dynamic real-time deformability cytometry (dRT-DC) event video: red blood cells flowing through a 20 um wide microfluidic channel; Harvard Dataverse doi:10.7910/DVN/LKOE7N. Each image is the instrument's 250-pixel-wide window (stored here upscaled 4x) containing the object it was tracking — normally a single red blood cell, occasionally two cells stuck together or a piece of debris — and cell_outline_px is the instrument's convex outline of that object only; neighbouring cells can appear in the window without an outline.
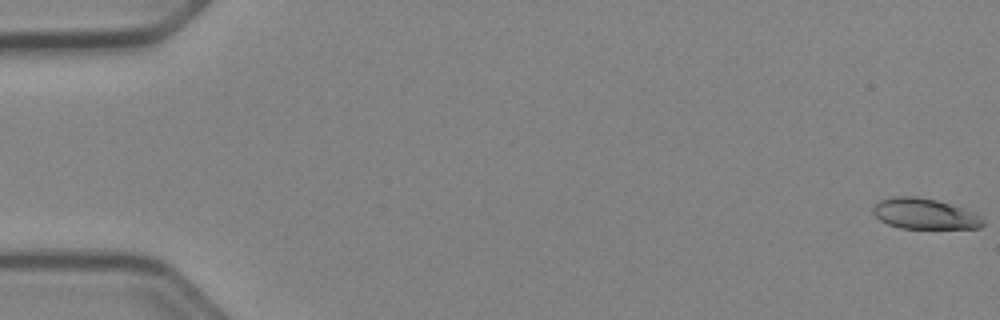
{"species": "Egyptian fruit bat (a non-hibernating species)", "species_latin": "Rousettus aegyptiacus", "temperature_condition": "cold", "stored_images_in_passage": 52, "camera_frame_rate_fps": 3000, "um_per_image_px": 0.085, "animal": {"sex": "female"}, "frame": {"image": 1, "passage_image": 1, "time_ms": 0.0, "image_size_px": [1000, 320], "cell_outline_px": [[984, 224], [980, 228], [900, 228], [888, 224], [880, 220], [872, 212], [872, 208], [880, 200], [892, 196], [916, 196], [936, 200], [972, 212], [980, 216], [984, 220]], "centroid_in_image_um": [78.55, 18.17], "position_along_channel_um": 6.4, "area_um2": 19.42}}
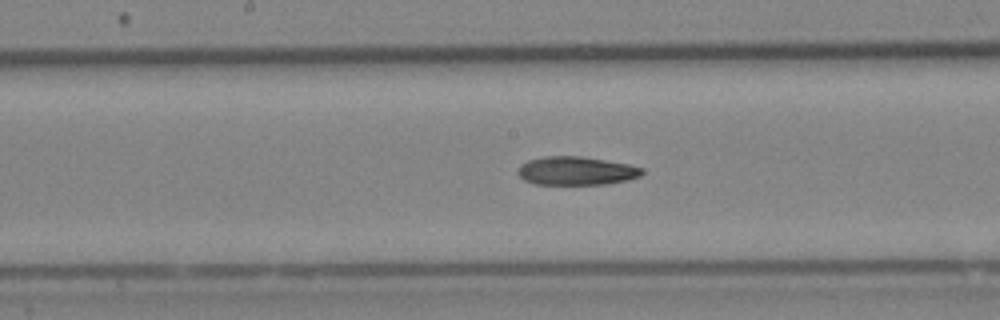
{"frame": {"image": 2, "passage_image": 28, "time_ms": 9.0, "image_size_px": [1000, 320], "cell_outline_px": [[644, 172], [640, 176], [628, 180], [608, 184], [536, 184], [524, 180], [516, 172], [520, 164], [528, 160], [544, 156], [580, 156], [628, 164], [644, 168]], "centroid_in_image_um": [48.98, 14.52], "position_along_channel_um": 199.2, "area_um2": 20.69}}
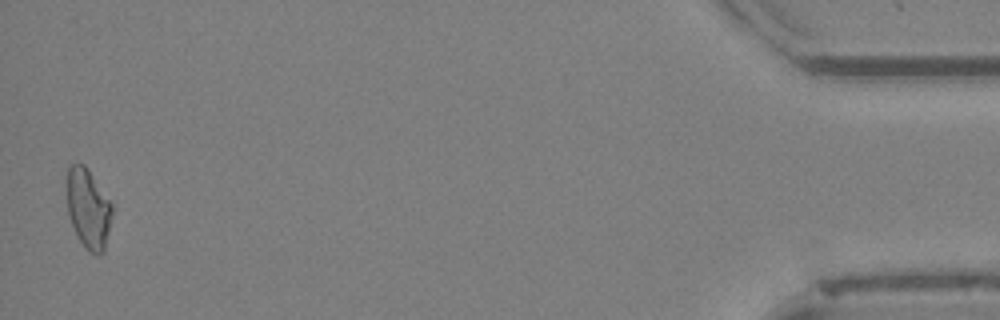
{"frame": {"image": 3, "passage_image": 52, "time_ms": 17.0, "image_size_px": [1000, 320], "cell_outline_px": [[112, 212], [104, 252], [100, 256], [96, 256], [88, 252], [84, 248], [68, 216], [68, 164], [84, 164], [112, 204]], "centroid_in_image_um": [7.51, 17.79], "position_along_channel_um": 427.7, "area_um2": 20.69}, "authors_computed_cell_mechanics": {"area_um2": 20.7213, "velocity_mm_per_s": 3.9594, "shape_relaxation_time_tau1_ms": null, "shape_relaxation_time_tau2_ms": 4.3977, "deformation_change_tau1": null, "deformation_change_tau2": 0.1281}}